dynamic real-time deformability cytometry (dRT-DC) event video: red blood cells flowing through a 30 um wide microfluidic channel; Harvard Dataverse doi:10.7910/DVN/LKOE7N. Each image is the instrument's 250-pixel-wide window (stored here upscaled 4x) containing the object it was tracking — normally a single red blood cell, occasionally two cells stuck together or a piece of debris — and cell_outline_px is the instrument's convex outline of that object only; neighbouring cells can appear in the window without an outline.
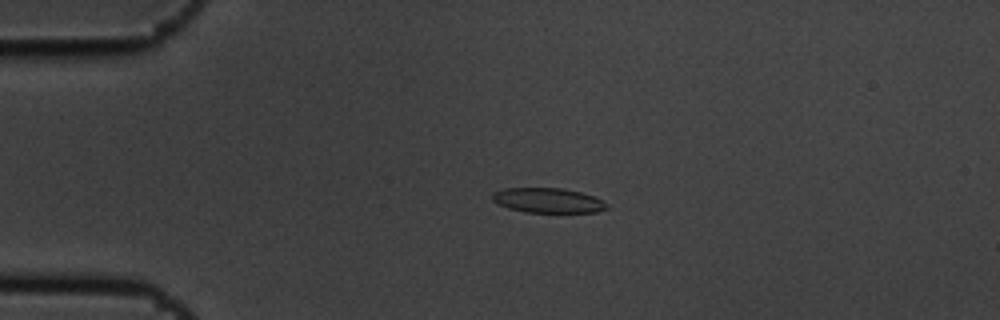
{"species": "common noctule bat (a hibernating species)", "species_latin": "Nyctalus noctula", "temperature_condition": "cold", "stored_images_in_passage": 4, "camera_frame_rate_fps": 3000, "um_per_image_px": 0.085, "animal": {"sex": "male", "body_mass_g": 19.5, "forearm_length_mm": 54.6}, "frame": {"image": 1, "passage_image": 3, "time_ms": 0.667, "image_size_px": [1000, 320], "cell_outline_px": [[608, 208], [600, 212], [524, 212], [508, 208], [496, 204], [492, 200], [492, 192], [504, 188], [564, 188], [580, 192], [604, 200], [608, 204]], "centroid_in_image_um": [46.57, 17.03], "position_along_channel_um": 38.4, "area_um2": 16.76}}